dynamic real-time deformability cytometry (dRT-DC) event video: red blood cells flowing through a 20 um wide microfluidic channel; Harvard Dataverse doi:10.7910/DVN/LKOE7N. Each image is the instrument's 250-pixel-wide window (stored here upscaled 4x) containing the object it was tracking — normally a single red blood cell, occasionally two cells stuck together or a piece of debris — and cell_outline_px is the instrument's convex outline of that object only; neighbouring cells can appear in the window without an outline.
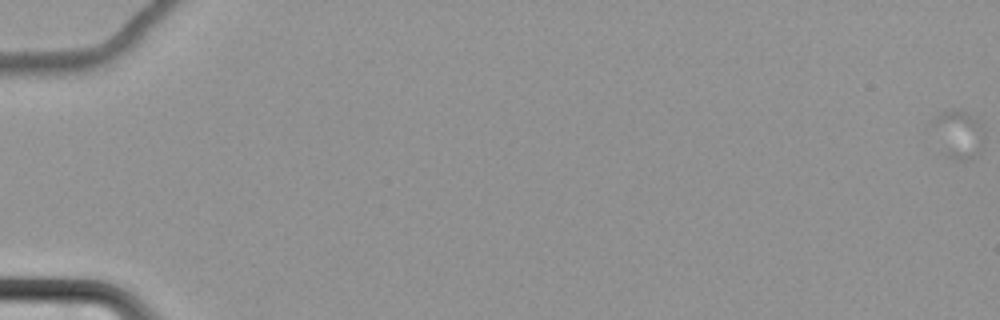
{"species": "common noctule bat (a hibernating species)", "species_latin": "Nyctalus noctula", "temperature_condition": "cold", "stored_images_in_passage": 39, "camera_frame_rate_fps": 3000, "um_per_image_px": 0.085, "animal": {"sex": "female", "body_mass_g": 22.7, "forearm_length_mm": 54.2}, "frame": {"image": 1, "passage_image": 1, "time_ms": 0.0, "image_size_px": [1000, 320], "cell_outline_px": [[984, 140], [980, 152], [972, 160], [952, 160], [944, 156], [932, 120], [940, 112], [960, 108], [976, 120], [984, 128]], "centroid_in_image_um": [81.5, 11.44], "position_along_channel_um": 3.5, "area_um2": 14.51}}
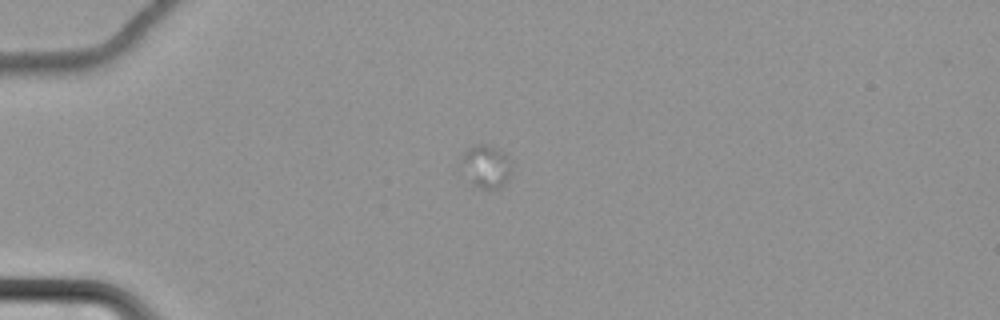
{"frame": {"image": 2, "passage_image": 23, "time_ms": 7.333, "image_size_px": [1000, 320], "cell_outline_px": [[512, 168], [508, 180], [500, 188], [480, 188], [456, 164], [464, 148], [472, 144], [488, 144], [504, 152], [508, 156]], "centroid_in_image_um": [41.26, 14.07], "position_along_channel_um": 43.7, "area_um2": 13.01}}